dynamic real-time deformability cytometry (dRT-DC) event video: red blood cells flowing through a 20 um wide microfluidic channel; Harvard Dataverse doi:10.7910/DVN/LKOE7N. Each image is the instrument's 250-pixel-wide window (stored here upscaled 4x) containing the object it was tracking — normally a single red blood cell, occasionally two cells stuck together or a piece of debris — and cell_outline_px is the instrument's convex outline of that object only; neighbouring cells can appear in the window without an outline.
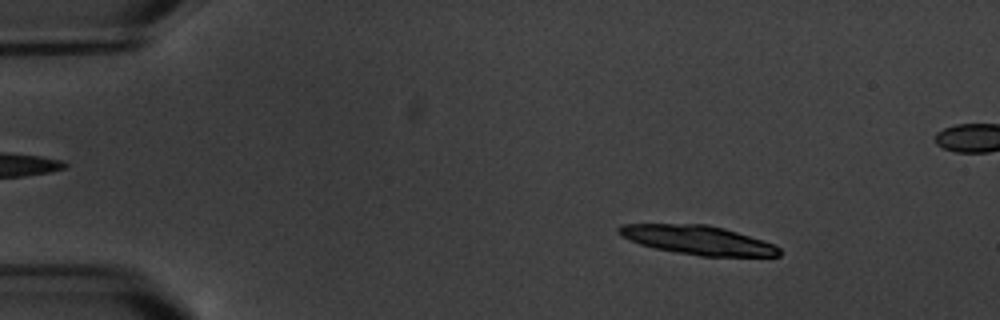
{"species": "common noctule bat (a hibernating species)", "species_latin": "Nyctalus noctula", "temperature_condition": "warm", "stored_images_in_passage": 8, "camera_frame_rate_fps": 3000, "um_per_image_px": 0.085, "animal": {"sex": "male", "body_mass_g": 20.1, "forearm_length_mm": 53.5}, "frame": {"image": 1, "passage_image": 3, "time_ms": 2.333, "image_size_px": [1000, 320], "cell_outline_px": [[780, 256], [700, 256], [652, 248], [640, 244], [616, 232], [616, 228], [620, 224], [708, 224], [724, 228], [776, 244], [780, 248]], "centroid_in_image_um": [59.32, 20.4], "position_along_channel_um": 25.7, "area_um2": 27.11}}